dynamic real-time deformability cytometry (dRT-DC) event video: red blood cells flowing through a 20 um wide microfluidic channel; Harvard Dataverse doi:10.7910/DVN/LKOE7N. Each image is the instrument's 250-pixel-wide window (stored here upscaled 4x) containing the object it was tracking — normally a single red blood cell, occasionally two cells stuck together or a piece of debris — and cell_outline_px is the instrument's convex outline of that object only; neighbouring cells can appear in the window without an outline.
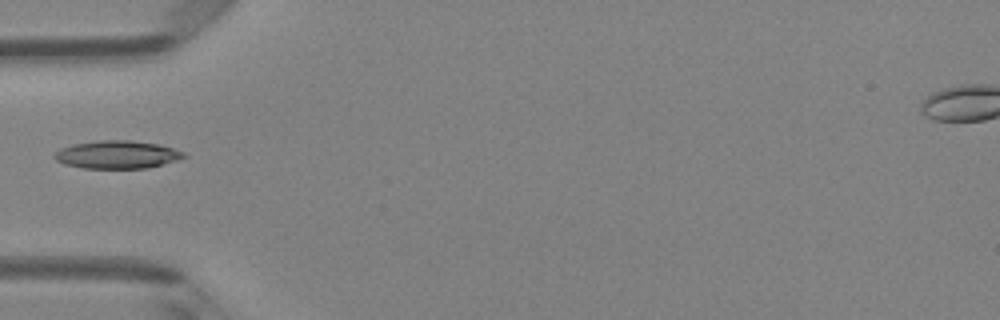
{"species": "Egyptian fruit bat (a non-hibernating species)", "species_latin": "Rousettus aegyptiacus", "temperature_condition": "room temperature", "stored_images_in_passage": 5, "camera_frame_rate_fps": 3000, "um_per_image_px": 0.085, "animal": {"sex": "female"}, "frame": {"image": 1, "passage_image": 4, "time_ms": 1.0, "image_size_px": [1000, 320], "cell_outline_px": [[188, 156], [176, 160], [148, 168], [84, 168], [64, 164], [56, 160], [52, 156], [60, 148], [72, 144], [100, 140], [132, 140], [160, 144], [184, 152]], "centroid_in_image_um": [9.95, 13.13], "position_along_channel_um": 75.1, "area_um2": 21.1}}
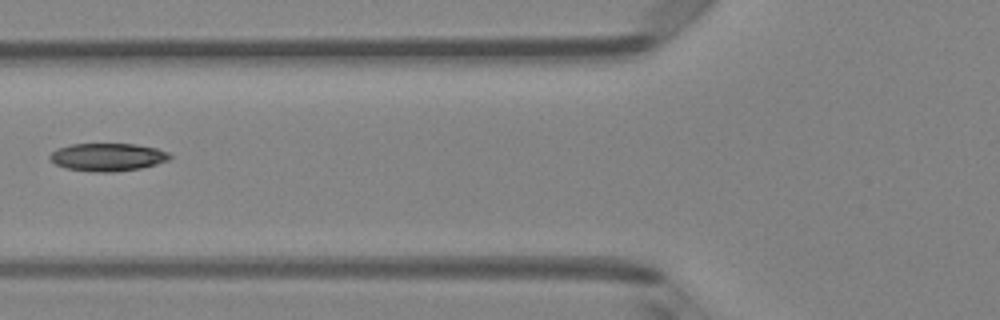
{"frame": {"image": 2, "passage_image": 5, "time_ms": 1.333, "image_size_px": [1000, 320], "cell_outline_px": [[172, 156], [168, 160], [156, 164], [140, 168], [116, 172], [92, 172], [64, 168], [56, 164], [48, 156], [56, 148], [72, 144], [136, 144], [156, 148], [168, 152]], "centroid_in_image_um": [9.14, 13.35], "position_along_channel_um": 116.7, "area_um2": 19.54}}